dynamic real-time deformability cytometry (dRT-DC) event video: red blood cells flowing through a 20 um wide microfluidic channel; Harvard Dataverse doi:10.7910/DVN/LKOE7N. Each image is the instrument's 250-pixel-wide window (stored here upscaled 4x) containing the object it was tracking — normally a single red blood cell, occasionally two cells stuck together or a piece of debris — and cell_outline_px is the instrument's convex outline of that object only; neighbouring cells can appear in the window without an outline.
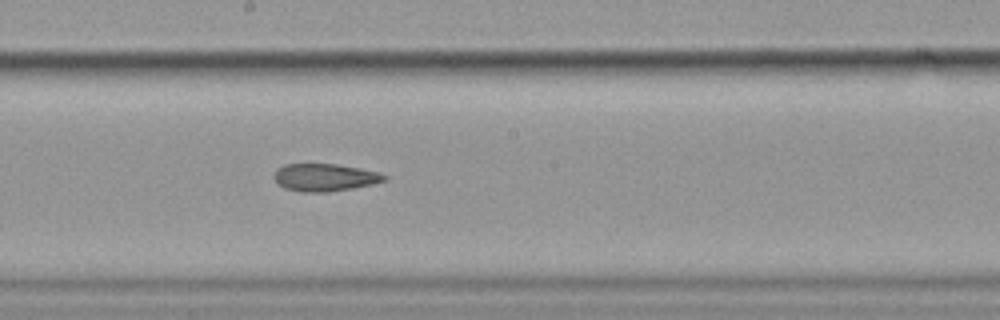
{"species": "common noctule bat (a hibernating species)", "species_latin": "Nyctalus noctula", "temperature_condition": "cold", "stored_images_in_passage": 10, "camera_frame_rate_fps": 3000, "um_per_image_px": 0.085, "animal": {"sex": "female", "body_mass_g": 19.9}, "frame": {"image": 1, "passage_image": 10, "time_ms": 11.333, "image_size_px": [1000, 320], "cell_outline_px": [[388, 180], [372, 184], [328, 192], [304, 192], [284, 188], [272, 176], [276, 168], [284, 164], [336, 164], [360, 168], [380, 172], [388, 176]], "centroid_in_image_um": [27.61, 15.07], "position_along_channel_um": 220.6, "area_um2": 17.74}}